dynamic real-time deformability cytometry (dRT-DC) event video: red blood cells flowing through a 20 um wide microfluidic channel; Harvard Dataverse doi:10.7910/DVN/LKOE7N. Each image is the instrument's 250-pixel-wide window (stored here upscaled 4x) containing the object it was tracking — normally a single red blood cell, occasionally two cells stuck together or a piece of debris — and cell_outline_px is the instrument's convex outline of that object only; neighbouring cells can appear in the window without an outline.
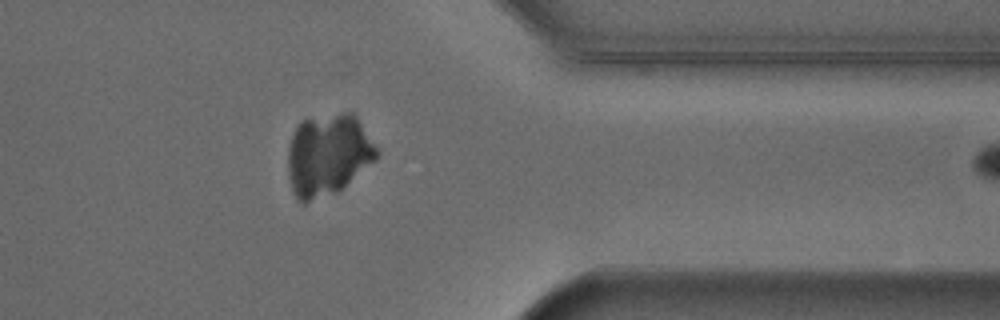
{"species": "Egyptian fruit bat (a non-hibernating species)", "species_latin": "Rousettus aegyptiacus", "temperature_condition": "cold", "stored_images_in_passage": 39, "camera_frame_rate_fps": 3000, "um_per_image_px": 0.085, "animal": {"sex": "male"}, "frame": {"image": 1, "passage_image": 38, "time_ms": 12.333, "image_size_px": [1000, 320], "cell_outline_px": [[380, 156], [376, 160], [336, 192], [304, 204], [300, 204], [296, 200], [292, 192], [288, 176], [288, 148], [292, 132], [296, 124], [304, 120], [340, 112], [352, 112], [356, 116], [380, 152]], "centroid_in_image_um": [27.86, 13.17], "position_along_channel_um": 383.5, "area_um2": 42.71}}